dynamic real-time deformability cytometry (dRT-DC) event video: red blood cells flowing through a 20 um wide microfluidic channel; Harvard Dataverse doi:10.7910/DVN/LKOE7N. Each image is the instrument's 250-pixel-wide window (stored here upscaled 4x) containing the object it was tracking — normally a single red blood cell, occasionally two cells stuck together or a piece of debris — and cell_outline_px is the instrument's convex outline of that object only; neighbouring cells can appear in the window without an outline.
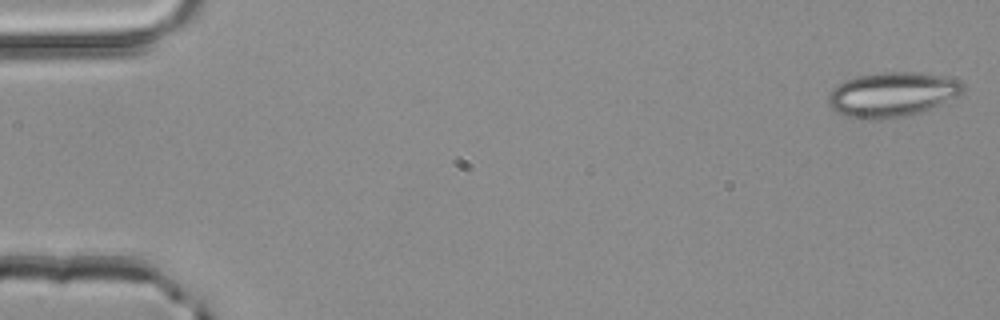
{"species": "common noctule bat (a hibernating species)", "species_latin": "Nyctalus noctula", "temperature_condition": "room temperature", "stored_images_in_passage": 4, "camera_frame_rate_fps": 3000, "um_per_image_px": 0.085, "animal": {"sex": "male", "body_mass_g": 20.4}, "frame": {"image": 1, "passage_image": 1, "time_ms": 0.0, "image_size_px": [1000, 320], "cell_outline_px": [[964, 88], [956, 96], [940, 104], [920, 112], [888, 120], [852, 120], [836, 112], [828, 104], [828, 92], [832, 88], [844, 80], [856, 76], [884, 72], [920, 72], [944, 76], [960, 80], [964, 84]], "centroid_in_image_um": [75.76, 8.05], "position_along_channel_um": 9.2, "area_um2": 35.6}}